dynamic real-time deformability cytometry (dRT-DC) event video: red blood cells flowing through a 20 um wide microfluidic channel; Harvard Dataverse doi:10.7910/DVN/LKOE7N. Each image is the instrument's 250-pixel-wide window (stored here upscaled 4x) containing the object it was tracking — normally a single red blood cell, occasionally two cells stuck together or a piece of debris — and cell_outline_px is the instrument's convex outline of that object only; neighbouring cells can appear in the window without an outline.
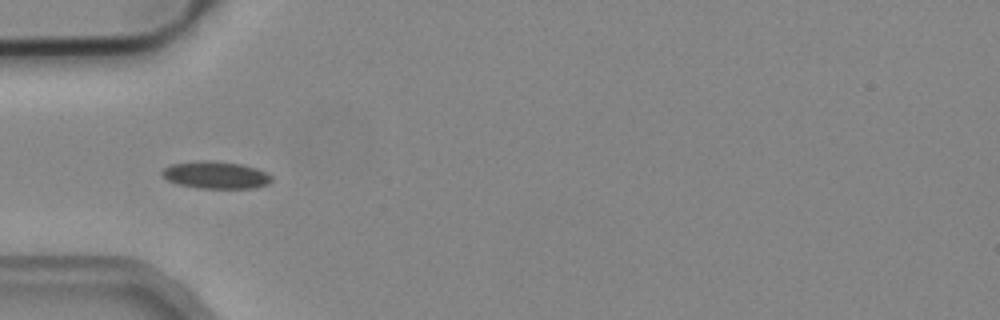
{"species": "common noctule bat (a hibernating species)", "species_latin": "Nyctalus noctula", "temperature_condition": "cold", "stored_images_in_passage": 8, "camera_frame_rate_fps": 3000, "um_per_image_px": 0.085, "animal": {"sex": "male", "body_mass_g": 19.2, "forearm_length_mm": 51.8}, "frame": {"image": 1, "passage_image": 5, "time_ms": 1.333, "image_size_px": [1000, 320], "cell_outline_px": [[272, 180], [268, 184], [252, 188], [200, 188], [180, 184], [168, 180], [160, 172], [164, 168], [172, 164], [200, 160], [208, 160], [240, 164], [256, 168], [272, 176]], "centroid_in_image_um": [18.34, 14.87], "position_along_channel_um": 66.7, "area_um2": 17.17}}
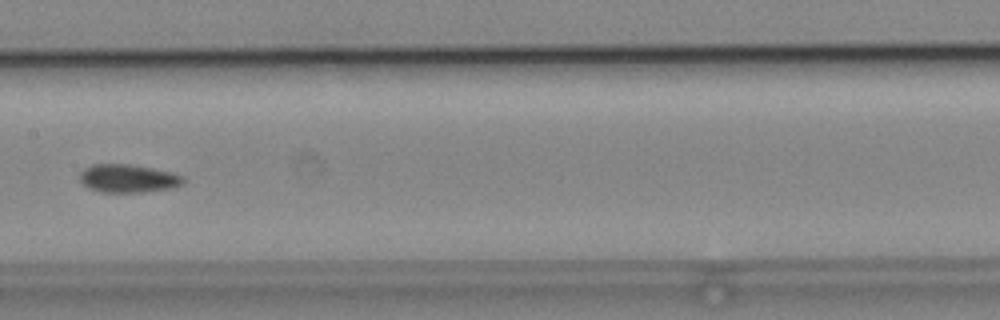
{"frame": {"image": 2, "passage_image": 8, "time_ms": 2.333, "image_size_px": [1000, 320], "cell_outline_px": [[184, 184], [172, 188], [140, 192], [100, 192], [88, 188], [80, 180], [80, 172], [84, 168], [92, 164], [128, 164], [152, 168], [172, 172], [184, 176]], "centroid_in_image_um": [10.89, 15.16], "position_along_channel_um": 196.5, "area_um2": 17.05}}